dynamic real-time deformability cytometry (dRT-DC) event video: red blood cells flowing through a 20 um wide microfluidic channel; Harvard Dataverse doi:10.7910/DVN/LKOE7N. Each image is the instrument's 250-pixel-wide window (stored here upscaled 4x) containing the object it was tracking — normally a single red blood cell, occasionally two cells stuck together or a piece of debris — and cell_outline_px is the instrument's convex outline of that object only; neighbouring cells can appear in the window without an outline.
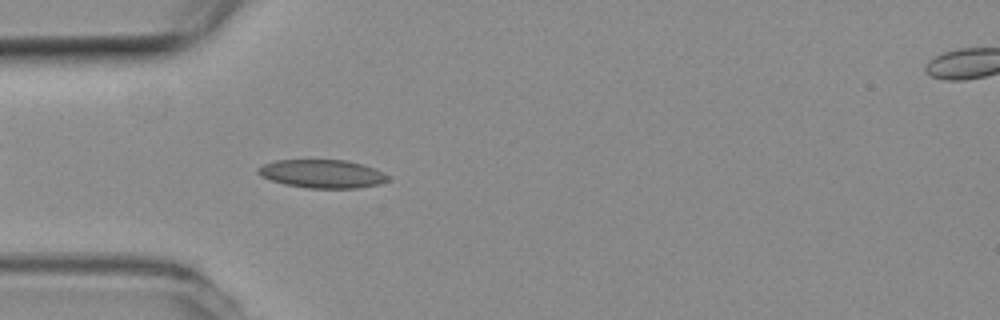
{"species": "common noctule bat (a hibernating species)", "species_latin": "Nyctalus noctula", "temperature_condition": "room temperature", "stored_images_in_passage": 38, "camera_frame_rate_fps": 3000, "um_per_image_px": 0.085, "animal": {"sex": "female", "body_mass_g": 19.3, "forearm_length_mm": 54.1}, "frame": {"image": 1, "passage_image": 7, "time_ms": 2.0, "image_size_px": [1000, 320], "cell_outline_px": [[392, 176], [388, 180], [376, 184], [360, 188], [308, 188], [284, 184], [260, 176], [256, 172], [256, 168], [264, 164], [276, 160], [348, 160], [376, 168]], "centroid_in_image_um": [27.4, 14.77], "position_along_channel_um": 57.6, "area_um2": 21.62}}
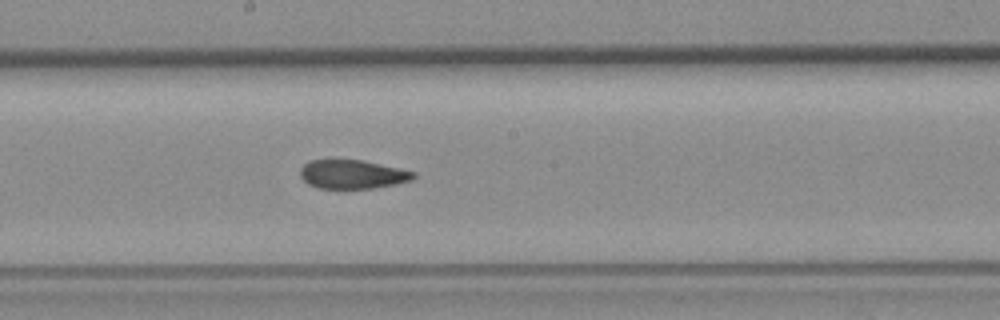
{"frame": {"image": 2, "passage_image": 20, "time_ms": 6.333, "image_size_px": [1000, 320], "cell_outline_px": [[416, 176], [412, 180], [396, 184], [376, 188], [316, 188], [308, 184], [300, 176], [300, 168], [308, 160], [360, 160], [400, 168], [416, 172]], "centroid_in_image_um": [29.96, 14.82], "position_along_channel_um": 218.2, "area_um2": 19.07}}
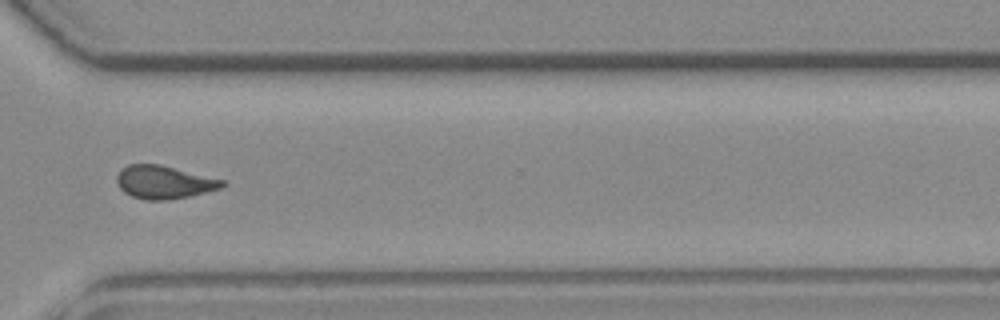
{"frame": {"image": 3, "passage_image": 31, "time_ms": 10.0, "image_size_px": [1000, 320], "cell_outline_px": [[228, 184], [220, 188], [188, 196], [168, 200], [144, 200], [132, 196], [124, 192], [120, 188], [116, 180], [116, 176], [120, 168], [128, 164], [160, 164], [224, 180]], "centroid_in_image_um": [13.9, 15.48], "position_along_channel_um": 356.7, "area_um2": 20.35}, "authors_computed_cell_mechanics": {"area_um2": 20.3456, "velocity_mm_per_s": 3.7682, "shape_relaxation_time_tau1_ms": null, "shape_relaxation_time_tau2_ms": 2.2956, "deformation_change_tau1": null, "deformation_change_tau2": 0.0686}}